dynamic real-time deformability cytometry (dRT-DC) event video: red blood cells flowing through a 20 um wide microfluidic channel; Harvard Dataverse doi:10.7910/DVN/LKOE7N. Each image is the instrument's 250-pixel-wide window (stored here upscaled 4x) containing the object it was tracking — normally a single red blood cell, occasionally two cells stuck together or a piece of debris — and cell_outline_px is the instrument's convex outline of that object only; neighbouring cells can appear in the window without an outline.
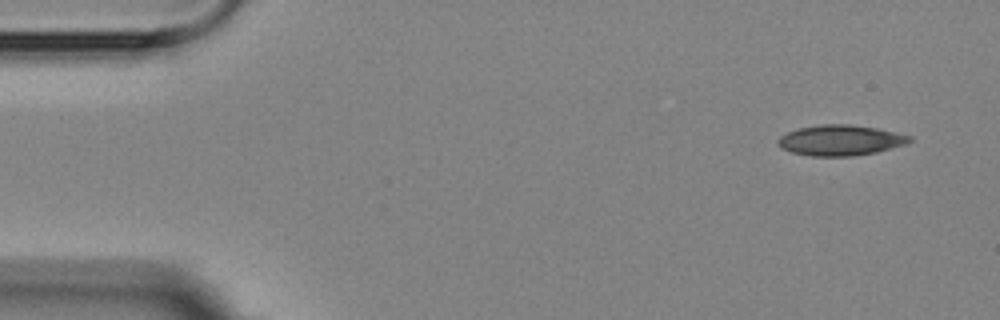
{"species": "Egyptian fruit bat (a non-hibernating species)", "species_latin": "Rousettus aegyptiacus", "temperature_condition": "room temperature", "stored_images_in_passage": 5, "camera_frame_rate_fps": 3000, "um_per_image_px": 0.085, "animal": {"sex": "female"}, "frame": {"image": 1, "passage_image": 1, "time_ms": 0.0, "image_size_px": [1000, 320], "cell_outline_px": [[912, 140], [904, 144], [876, 152], [852, 156], [812, 156], [792, 152], [780, 148], [776, 144], [776, 140], [780, 136], [788, 132], [800, 128], [824, 124], [848, 124], [876, 128], [912, 136]], "centroid_in_image_um": [71.39, 11.92], "position_along_channel_um": 13.6, "area_um2": 23.24}}
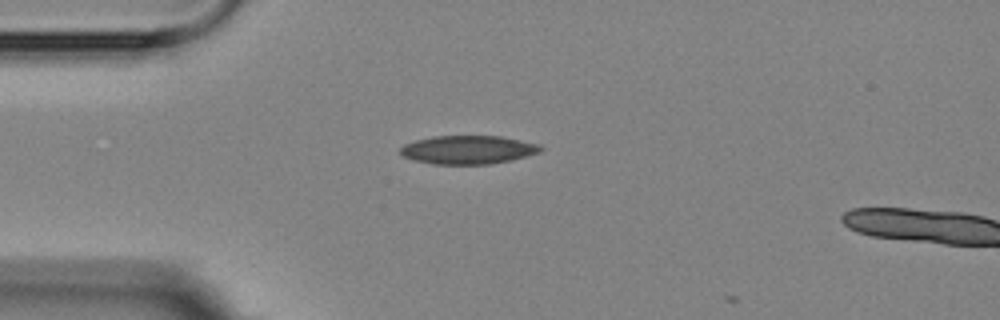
{"frame": {"image": 2, "passage_image": 4, "time_ms": 3.333, "image_size_px": [1000, 320], "cell_outline_px": [[544, 148], [540, 152], [512, 160], [492, 164], [432, 164], [400, 156], [400, 148], [404, 144], [416, 140], [432, 136], [500, 136], [536, 144]], "centroid_in_image_um": [39.75, 12.73], "position_along_channel_um": 45.3, "area_um2": 23.24}}